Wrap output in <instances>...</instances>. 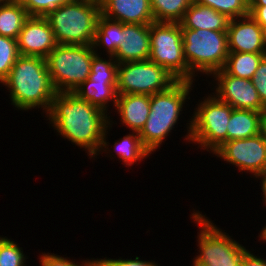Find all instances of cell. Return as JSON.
<instances>
[{
  "label": "cell",
  "mask_w": 266,
  "mask_h": 266,
  "mask_svg": "<svg viewBox=\"0 0 266 266\" xmlns=\"http://www.w3.org/2000/svg\"><path fill=\"white\" fill-rule=\"evenodd\" d=\"M263 112L248 109H233L227 124V141L250 138L260 134V119Z\"/></svg>",
  "instance_id": "obj_20"
},
{
  "label": "cell",
  "mask_w": 266,
  "mask_h": 266,
  "mask_svg": "<svg viewBox=\"0 0 266 266\" xmlns=\"http://www.w3.org/2000/svg\"><path fill=\"white\" fill-rule=\"evenodd\" d=\"M122 23L103 15H100L97 21L94 40L92 43L95 53L100 47H105L108 56H115L119 45L122 43Z\"/></svg>",
  "instance_id": "obj_21"
},
{
  "label": "cell",
  "mask_w": 266,
  "mask_h": 266,
  "mask_svg": "<svg viewBox=\"0 0 266 266\" xmlns=\"http://www.w3.org/2000/svg\"><path fill=\"white\" fill-rule=\"evenodd\" d=\"M241 266H266V259L264 260L247 251L243 256Z\"/></svg>",
  "instance_id": "obj_35"
},
{
  "label": "cell",
  "mask_w": 266,
  "mask_h": 266,
  "mask_svg": "<svg viewBox=\"0 0 266 266\" xmlns=\"http://www.w3.org/2000/svg\"><path fill=\"white\" fill-rule=\"evenodd\" d=\"M263 43L266 48V26L262 27Z\"/></svg>",
  "instance_id": "obj_40"
},
{
  "label": "cell",
  "mask_w": 266,
  "mask_h": 266,
  "mask_svg": "<svg viewBox=\"0 0 266 266\" xmlns=\"http://www.w3.org/2000/svg\"><path fill=\"white\" fill-rule=\"evenodd\" d=\"M259 237L266 242V226L261 230Z\"/></svg>",
  "instance_id": "obj_39"
},
{
  "label": "cell",
  "mask_w": 266,
  "mask_h": 266,
  "mask_svg": "<svg viewBox=\"0 0 266 266\" xmlns=\"http://www.w3.org/2000/svg\"><path fill=\"white\" fill-rule=\"evenodd\" d=\"M262 104L266 107V56L261 60L254 77L251 79Z\"/></svg>",
  "instance_id": "obj_32"
},
{
  "label": "cell",
  "mask_w": 266,
  "mask_h": 266,
  "mask_svg": "<svg viewBox=\"0 0 266 266\" xmlns=\"http://www.w3.org/2000/svg\"><path fill=\"white\" fill-rule=\"evenodd\" d=\"M115 107L121 123L132 132L140 133L150 112V95L118 94Z\"/></svg>",
  "instance_id": "obj_17"
},
{
  "label": "cell",
  "mask_w": 266,
  "mask_h": 266,
  "mask_svg": "<svg viewBox=\"0 0 266 266\" xmlns=\"http://www.w3.org/2000/svg\"><path fill=\"white\" fill-rule=\"evenodd\" d=\"M191 218L201 228L197 237L200 254L194 258L193 266H241L243 256L248 251L244 246L200 212H194Z\"/></svg>",
  "instance_id": "obj_8"
},
{
  "label": "cell",
  "mask_w": 266,
  "mask_h": 266,
  "mask_svg": "<svg viewBox=\"0 0 266 266\" xmlns=\"http://www.w3.org/2000/svg\"><path fill=\"white\" fill-rule=\"evenodd\" d=\"M28 18L29 15L19 0H7L0 4V35L17 40Z\"/></svg>",
  "instance_id": "obj_22"
},
{
  "label": "cell",
  "mask_w": 266,
  "mask_h": 266,
  "mask_svg": "<svg viewBox=\"0 0 266 266\" xmlns=\"http://www.w3.org/2000/svg\"><path fill=\"white\" fill-rule=\"evenodd\" d=\"M99 53L93 55L91 73L89 79L92 81H117L118 63L113 56L103 59Z\"/></svg>",
  "instance_id": "obj_27"
},
{
  "label": "cell",
  "mask_w": 266,
  "mask_h": 266,
  "mask_svg": "<svg viewBox=\"0 0 266 266\" xmlns=\"http://www.w3.org/2000/svg\"><path fill=\"white\" fill-rule=\"evenodd\" d=\"M16 243L6 236L0 240V266H26V256Z\"/></svg>",
  "instance_id": "obj_29"
},
{
  "label": "cell",
  "mask_w": 266,
  "mask_h": 266,
  "mask_svg": "<svg viewBox=\"0 0 266 266\" xmlns=\"http://www.w3.org/2000/svg\"><path fill=\"white\" fill-rule=\"evenodd\" d=\"M255 178H261V186H262V192H263V201L265 202V205H266V170L261 173V174H258L257 176H255Z\"/></svg>",
  "instance_id": "obj_37"
},
{
  "label": "cell",
  "mask_w": 266,
  "mask_h": 266,
  "mask_svg": "<svg viewBox=\"0 0 266 266\" xmlns=\"http://www.w3.org/2000/svg\"><path fill=\"white\" fill-rule=\"evenodd\" d=\"M97 266H158L155 262L140 260L138 256H136L135 260L132 259H98L97 258Z\"/></svg>",
  "instance_id": "obj_33"
},
{
  "label": "cell",
  "mask_w": 266,
  "mask_h": 266,
  "mask_svg": "<svg viewBox=\"0 0 266 266\" xmlns=\"http://www.w3.org/2000/svg\"><path fill=\"white\" fill-rule=\"evenodd\" d=\"M121 41L114 56L117 63L149 60L150 24L122 23Z\"/></svg>",
  "instance_id": "obj_15"
},
{
  "label": "cell",
  "mask_w": 266,
  "mask_h": 266,
  "mask_svg": "<svg viewBox=\"0 0 266 266\" xmlns=\"http://www.w3.org/2000/svg\"><path fill=\"white\" fill-rule=\"evenodd\" d=\"M229 21L224 14L193 1L180 24L181 28L227 31Z\"/></svg>",
  "instance_id": "obj_18"
},
{
  "label": "cell",
  "mask_w": 266,
  "mask_h": 266,
  "mask_svg": "<svg viewBox=\"0 0 266 266\" xmlns=\"http://www.w3.org/2000/svg\"><path fill=\"white\" fill-rule=\"evenodd\" d=\"M249 15L261 26H266V6H250Z\"/></svg>",
  "instance_id": "obj_34"
},
{
  "label": "cell",
  "mask_w": 266,
  "mask_h": 266,
  "mask_svg": "<svg viewBox=\"0 0 266 266\" xmlns=\"http://www.w3.org/2000/svg\"><path fill=\"white\" fill-rule=\"evenodd\" d=\"M117 156L126 166H131L152 154L143 144L139 133L132 132L114 143Z\"/></svg>",
  "instance_id": "obj_24"
},
{
  "label": "cell",
  "mask_w": 266,
  "mask_h": 266,
  "mask_svg": "<svg viewBox=\"0 0 266 266\" xmlns=\"http://www.w3.org/2000/svg\"><path fill=\"white\" fill-rule=\"evenodd\" d=\"M20 55L47 58L58 45L45 17H30L24 22L17 39Z\"/></svg>",
  "instance_id": "obj_13"
},
{
  "label": "cell",
  "mask_w": 266,
  "mask_h": 266,
  "mask_svg": "<svg viewBox=\"0 0 266 266\" xmlns=\"http://www.w3.org/2000/svg\"><path fill=\"white\" fill-rule=\"evenodd\" d=\"M194 0H150L155 22L180 23Z\"/></svg>",
  "instance_id": "obj_25"
},
{
  "label": "cell",
  "mask_w": 266,
  "mask_h": 266,
  "mask_svg": "<svg viewBox=\"0 0 266 266\" xmlns=\"http://www.w3.org/2000/svg\"><path fill=\"white\" fill-rule=\"evenodd\" d=\"M189 81L195 72L212 75L224 68L229 54L227 31L181 28Z\"/></svg>",
  "instance_id": "obj_5"
},
{
  "label": "cell",
  "mask_w": 266,
  "mask_h": 266,
  "mask_svg": "<svg viewBox=\"0 0 266 266\" xmlns=\"http://www.w3.org/2000/svg\"><path fill=\"white\" fill-rule=\"evenodd\" d=\"M41 266H97V260H84L82 264L74 263V261L61 257L56 254L42 253L39 258Z\"/></svg>",
  "instance_id": "obj_31"
},
{
  "label": "cell",
  "mask_w": 266,
  "mask_h": 266,
  "mask_svg": "<svg viewBox=\"0 0 266 266\" xmlns=\"http://www.w3.org/2000/svg\"><path fill=\"white\" fill-rule=\"evenodd\" d=\"M116 87L117 81H92L88 78L73 93L107 113L108 102L113 101L114 106H116Z\"/></svg>",
  "instance_id": "obj_19"
},
{
  "label": "cell",
  "mask_w": 266,
  "mask_h": 266,
  "mask_svg": "<svg viewBox=\"0 0 266 266\" xmlns=\"http://www.w3.org/2000/svg\"><path fill=\"white\" fill-rule=\"evenodd\" d=\"M1 84L8 88L11 104L16 108L32 110L43 107L46 115L50 111L56 91L45 58L20 55Z\"/></svg>",
  "instance_id": "obj_2"
},
{
  "label": "cell",
  "mask_w": 266,
  "mask_h": 266,
  "mask_svg": "<svg viewBox=\"0 0 266 266\" xmlns=\"http://www.w3.org/2000/svg\"><path fill=\"white\" fill-rule=\"evenodd\" d=\"M100 15L99 0H73L52 10L45 18L58 44L92 45Z\"/></svg>",
  "instance_id": "obj_4"
},
{
  "label": "cell",
  "mask_w": 266,
  "mask_h": 266,
  "mask_svg": "<svg viewBox=\"0 0 266 266\" xmlns=\"http://www.w3.org/2000/svg\"><path fill=\"white\" fill-rule=\"evenodd\" d=\"M250 6H266V0H252Z\"/></svg>",
  "instance_id": "obj_38"
},
{
  "label": "cell",
  "mask_w": 266,
  "mask_h": 266,
  "mask_svg": "<svg viewBox=\"0 0 266 266\" xmlns=\"http://www.w3.org/2000/svg\"><path fill=\"white\" fill-rule=\"evenodd\" d=\"M19 56L17 40L0 35V83L8 77Z\"/></svg>",
  "instance_id": "obj_28"
},
{
  "label": "cell",
  "mask_w": 266,
  "mask_h": 266,
  "mask_svg": "<svg viewBox=\"0 0 266 266\" xmlns=\"http://www.w3.org/2000/svg\"><path fill=\"white\" fill-rule=\"evenodd\" d=\"M260 135L266 141V111L263 112L260 119Z\"/></svg>",
  "instance_id": "obj_36"
},
{
  "label": "cell",
  "mask_w": 266,
  "mask_h": 266,
  "mask_svg": "<svg viewBox=\"0 0 266 266\" xmlns=\"http://www.w3.org/2000/svg\"><path fill=\"white\" fill-rule=\"evenodd\" d=\"M178 79L166 68L151 60L118 63V94L153 95L165 91Z\"/></svg>",
  "instance_id": "obj_10"
},
{
  "label": "cell",
  "mask_w": 266,
  "mask_h": 266,
  "mask_svg": "<svg viewBox=\"0 0 266 266\" xmlns=\"http://www.w3.org/2000/svg\"><path fill=\"white\" fill-rule=\"evenodd\" d=\"M150 45L149 60L166 68L178 80L189 81L180 23H151Z\"/></svg>",
  "instance_id": "obj_9"
},
{
  "label": "cell",
  "mask_w": 266,
  "mask_h": 266,
  "mask_svg": "<svg viewBox=\"0 0 266 266\" xmlns=\"http://www.w3.org/2000/svg\"><path fill=\"white\" fill-rule=\"evenodd\" d=\"M30 17H45L52 10L73 0H19Z\"/></svg>",
  "instance_id": "obj_30"
},
{
  "label": "cell",
  "mask_w": 266,
  "mask_h": 266,
  "mask_svg": "<svg viewBox=\"0 0 266 266\" xmlns=\"http://www.w3.org/2000/svg\"><path fill=\"white\" fill-rule=\"evenodd\" d=\"M95 51L92 45L58 44L46 58L56 93L74 92L91 73Z\"/></svg>",
  "instance_id": "obj_6"
},
{
  "label": "cell",
  "mask_w": 266,
  "mask_h": 266,
  "mask_svg": "<svg viewBox=\"0 0 266 266\" xmlns=\"http://www.w3.org/2000/svg\"><path fill=\"white\" fill-rule=\"evenodd\" d=\"M192 85V81L178 80L169 89L150 96V112L139 136L151 153L161 146L179 121Z\"/></svg>",
  "instance_id": "obj_3"
},
{
  "label": "cell",
  "mask_w": 266,
  "mask_h": 266,
  "mask_svg": "<svg viewBox=\"0 0 266 266\" xmlns=\"http://www.w3.org/2000/svg\"><path fill=\"white\" fill-rule=\"evenodd\" d=\"M107 115L75 93L61 92L54 95L46 116L59 135L86 149L92 158L100 154L101 150L106 152L109 149L106 130L112 127V121Z\"/></svg>",
  "instance_id": "obj_1"
},
{
  "label": "cell",
  "mask_w": 266,
  "mask_h": 266,
  "mask_svg": "<svg viewBox=\"0 0 266 266\" xmlns=\"http://www.w3.org/2000/svg\"><path fill=\"white\" fill-rule=\"evenodd\" d=\"M213 154L224 161L257 176L266 170V141L260 134L224 142Z\"/></svg>",
  "instance_id": "obj_11"
},
{
  "label": "cell",
  "mask_w": 266,
  "mask_h": 266,
  "mask_svg": "<svg viewBox=\"0 0 266 266\" xmlns=\"http://www.w3.org/2000/svg\"><path fill=\"white\" fill-rule=\"evenodd\" d=\"M194 2L212 8L230 20L249 15L250 3L247 0H194Z\"/></svg>",
  "instance_id": "obj_26"
},
{
  "label": "cell",
  "mask_w": 266,
  "mask_h": 266,
  "mask_svg": "<svg viewBox=\"0 0 266 266\" xmlns=\"http://www.w3.org/2000/svg\"><path fill=\"white\" fill-rule=\"evenodd\" d=\"M101 15L121 23L151 24L150 0H99Z\"/></svg>",
  "instance_id": "obj_16"
},
{
  "label": "cell",
  "mask_w": 266,
  "mask_h": 266,
  "mask_svg": "<svg viewBox=\"0 0 266 266\" xmlns=\"http://www.w3.org/2000/svg\"><path fill=\"white\" fill-rule=\"evenodd\" d=\"M266 53L229 52L224 70L231 76L252 79Z\"/></svg>",
  "instance_id": "obj_23"
},
{
  "label": "cell",
  "mask_w": 266,
  "mask_h": 266,
  "mask_svg": "<svg viewBox=\"0 0 266 266\" xmlns=\"http://www.w3.org/2000/svg\"><path fill=\"white\" fill-rule=\"evenodd\" d=\"M7 0H0V4L5 3Z\"/></svg>",
  "instance_id": "obj_41"
},
{
  "label": "cell",
  "mask_w": 266,
  "mask_h": 266,
  "mask_svg": "<svg viewBox=\"0 0 266 266\" xmlns=\"http://www.w3.org/2000/svg\"><path fill=\"white\" fill-rule=\"evenodd\" d=\"M227 40L229 52L266 53L262 27L250 15L229 21Z\"/></svg>",
  "instance_id": "obj_14"
},
{
  "label": "cell",
  "mask_w": 266,
  "mask_h": 266,
  "mask_svg": "<svg viewBox=\"0 0 266 266\" xmlns=\"http://www.w3.org/2000/svg\"><path fill=\"white\" fill-rule=\"evenodd\" d=\"M197 105L194 116L187 123L185 139L201 145L203 150L214 152L227 141V124L233 108L214 93Z\"/></svg>",
  "instance_id": "obj_7"
},
{
  "label": "cell",
  "mask_w": 266,
  "mask_h": 266,
  "mask_svg": "<svg viewBox=\"0 0 266 266\" xmlns=\"http://www.w3.org/2000/svg\"><path fill=\"white\" fill-rule=\"evenodd\" d=\"M212 75L218 81L214 93L219 100L229 104L233 109L266 111L252 80L231 76L224 69Z\"/></svg>",
  "instance_id": "obj_12"
}]
</instances>
